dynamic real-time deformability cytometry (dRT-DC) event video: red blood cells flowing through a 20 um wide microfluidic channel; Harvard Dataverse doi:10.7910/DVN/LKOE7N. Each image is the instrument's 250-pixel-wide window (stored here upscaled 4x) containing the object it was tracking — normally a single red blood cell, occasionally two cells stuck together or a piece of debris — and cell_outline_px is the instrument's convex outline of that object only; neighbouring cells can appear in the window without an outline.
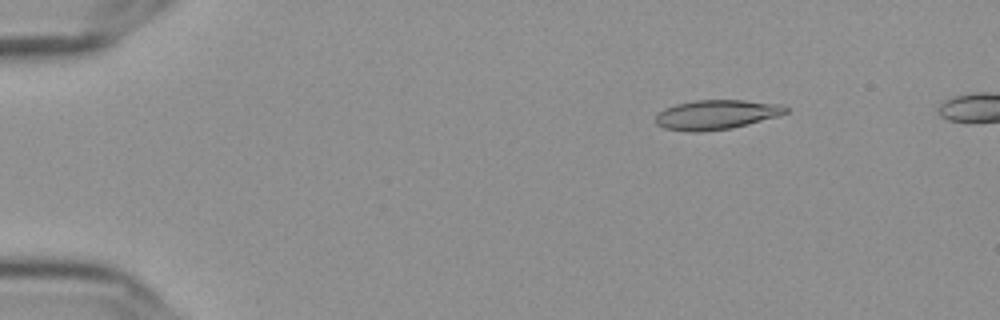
{"species": "Egyptian fruit bat (a non-hibernating species)", "species_latin": "Rousettus aegyptiacus", "temperature_condition": "cold", "stored_images_in_passage": 10, "camera_frame_rate_fps": 3000, "um_per_image_px": 0.085, "frame": {"image": 1, "passage_image": 1, "time_ms": 0.0, "image_size_px": [1000, 320], "cell_outline_px": [[788, 112], [780, 116], [732, 128], [700, 132], [688, 132], [664, 128], [656, 124], [652, 120], [656, 112], [664, 108], [676, 104], [696, 100], [744, 100], [780, 104], [788, 108]], "centroid_in_image_um": [60.84, 9.75], "position_along_channel_um": 24.2, "area_um2": 22.77}}